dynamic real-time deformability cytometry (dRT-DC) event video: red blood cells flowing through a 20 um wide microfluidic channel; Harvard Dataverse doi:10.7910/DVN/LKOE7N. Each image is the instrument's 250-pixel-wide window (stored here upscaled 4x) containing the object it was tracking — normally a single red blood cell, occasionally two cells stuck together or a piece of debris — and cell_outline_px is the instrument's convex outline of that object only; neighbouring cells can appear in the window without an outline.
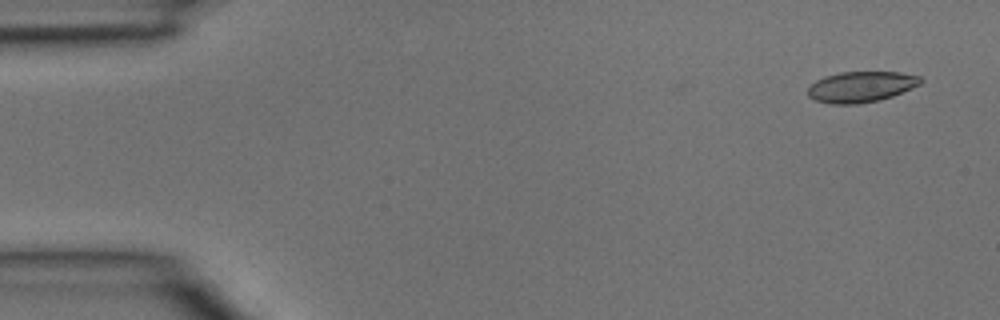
{"species": "common noctule bat (a hibernating species)", "species_latin": "Nyctalus noctula", "temperature_condition": "room temperature", "stored_images_in_passage": 4, "camera_frame_rate_fps": 3000, "um_per_image_px": 0.085, "animal": {"sex": "male", "body_mass_g": 15.6}, "frame": {"image": 1, "passage_image": 1, "time_ms": 0.0, "image_size_px": [1000, 320], "cell_outline_px": [[924, 80], [920, 84], [892, 96], [880, 100], [856, 104], [832, 104], [816, 100], [808, 96], [808, 88], [816, 80], [824, 76], [840, 72], [900, 72], [920, 76]], "centroid_in_image_um": [73.19, 7.37], "position_along_channel_um": 11.8, "area_um2": 20.17}}